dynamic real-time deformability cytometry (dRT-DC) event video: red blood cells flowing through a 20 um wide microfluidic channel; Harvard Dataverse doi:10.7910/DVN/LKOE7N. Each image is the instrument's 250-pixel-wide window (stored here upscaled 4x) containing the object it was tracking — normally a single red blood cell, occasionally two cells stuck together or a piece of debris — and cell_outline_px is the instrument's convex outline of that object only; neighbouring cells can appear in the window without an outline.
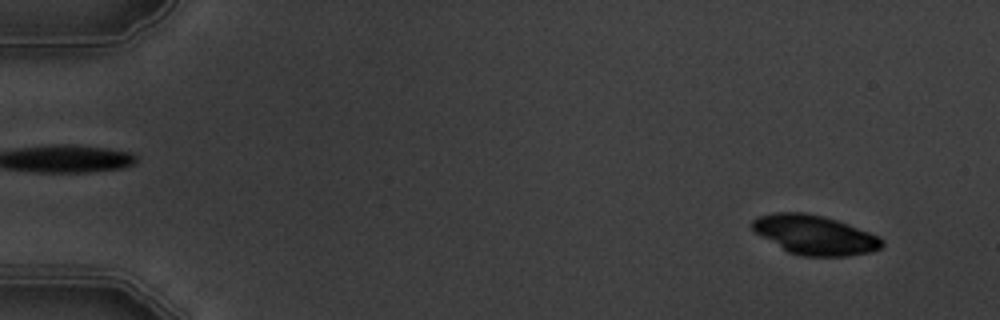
{"species": "common noctule bat (a hibernating species)", "species_latin": "Nyctalus noctula", "temperature_condition": "warm", "stored_images_in_passage": 6, "camera_frame_rate_fps": 3000, "um_per_image_px": 0.085, "animal": {"sex": "male", "body_mass_g": 19.5, "forearm_length_mm": 54.6}, "frame": {"image": 1, "passage_image": 2, "time_ms": 1.333, "image_size_px": [1000, 320], "cell_outline_px": [[884, 244], [880, 248], [872, 252], [848, 256], [804, 256], [788, 252], [756, 232], [752, 228], [752, 220], [756, 216], [776, 212], [804, 212], [824, 216], [848, 224], [880, 236], [884, 240]], "centroid_in_image_um": [69.28, 19.96], "position_along_channel_um": 15.7, "area_um2": 29.71}}